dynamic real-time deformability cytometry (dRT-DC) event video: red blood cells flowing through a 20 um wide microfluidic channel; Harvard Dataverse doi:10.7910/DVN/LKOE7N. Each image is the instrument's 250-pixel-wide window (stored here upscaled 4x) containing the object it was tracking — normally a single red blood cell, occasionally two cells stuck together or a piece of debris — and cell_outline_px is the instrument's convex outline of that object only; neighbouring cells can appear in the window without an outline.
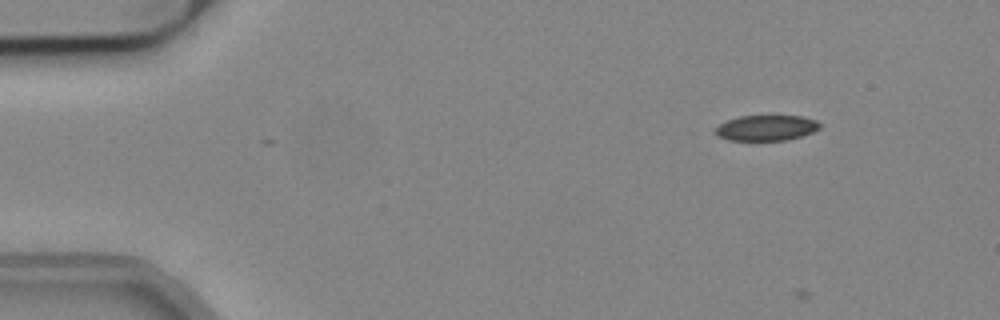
{"species": "common noctule bat (a hibernating species)", "species_latin": "Nyctalus noctula", "temperature_condition": "cold", "stored_images_in_passage": 2, "camera_frame_rate_fps": 3000, "um_per_image_px": 0.085, "animal": {"sex": "male", "body_mass_g": 19.2, "forearm_length_mm": 51.8}, "frame": {"image": 1, "passage_image": 1, "time_ms": 0.0, "image_size_px": [1000, 320], "cell_outline_px": [[820, 128], [812, 132], [788, 140], [728, 140], [716, 136], [712, 132], [720, 124], [728, 120], [740, 116], [800, 116], [816, 120], [820, 124]], "centroid_in_image_um": [65.1, 10.87], "position_along_channel_um": 19.9, "area_um2": 15.49}}